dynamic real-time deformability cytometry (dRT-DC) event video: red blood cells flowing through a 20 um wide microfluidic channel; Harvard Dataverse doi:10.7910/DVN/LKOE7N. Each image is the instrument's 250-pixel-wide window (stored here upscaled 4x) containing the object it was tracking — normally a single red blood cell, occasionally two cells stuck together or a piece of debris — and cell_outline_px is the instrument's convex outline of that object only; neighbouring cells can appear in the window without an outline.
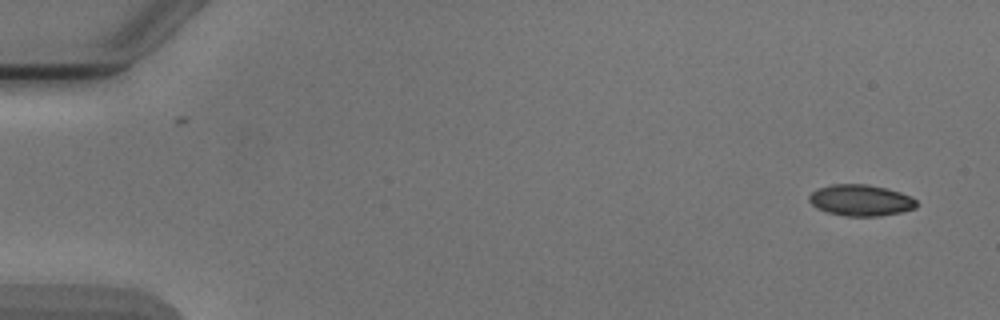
{"species": "Egyptian fruit bat (a non-hibernating species)", "species_latin": "Rousettus aegyptiacus", "temperature_condition": "cold", "stored_images_in_passage": 5, "segment_of_instrument_passage": [1, 2], "camera_frame_rate_fps": 3000, "um_per_image_px": 0.085, "animal": {"sex": "male"}, "frame": {"image": 1, "passage_image": 1, "time_ms": 0.0, "image_size_px": [1000, 320], "cell_outline_px": [[916, 208], [900, 212], [880, 216], [844, 216], [828, 212], [816, 208], [808, 200], [808, 196], [816, 188], [832, 184], [864, 184], [884, 188], [900, 192], [912, 196], [916, 200]], "centroid_in_image_um": [73.13, 17.02], "position_along_channel_um": 11.9, "area_um2": 19.59}}